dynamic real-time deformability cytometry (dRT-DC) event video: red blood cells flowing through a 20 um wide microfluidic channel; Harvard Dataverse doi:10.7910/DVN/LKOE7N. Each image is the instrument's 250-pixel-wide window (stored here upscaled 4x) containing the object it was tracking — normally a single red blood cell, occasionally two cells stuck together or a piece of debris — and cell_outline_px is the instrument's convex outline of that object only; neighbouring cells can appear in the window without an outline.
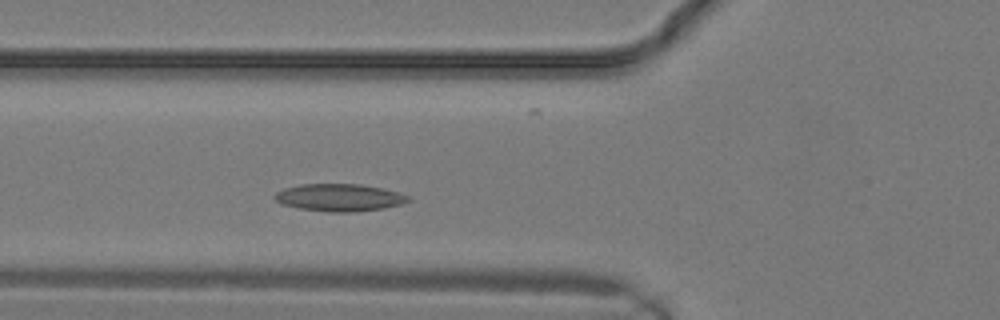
{"species": "common noctule bat (a hibernating species)", "species_latin": "Nyctalus noctula", "temperature_condition": "warm", "stored_images_in_passage": 4, "camera_frame_rate_fps": 3000, "um_per_image_px": 0.085, "animal": {"sex": "male", "body_mass_g": 19.2, "forearm_length_mm": 51.8}, "frame": {"image": 1, "passage_image": 4, "time_ms": 1.0, "image_size_px": [1000, 320], "cell_outline_px": [[412, 200], [400, 204], [384, 208], [352, 212], [328, 212], [300, 208], [280, 204], [272, 196], [276, 192], [284, 188], [300, 184], [360, 184], [384, 188], [400, 192], [408, 196]], "centroid_in_image_um": [28.84, 16.78], "position_along_channel_um": 97.0, "area_um2": 21.44}}